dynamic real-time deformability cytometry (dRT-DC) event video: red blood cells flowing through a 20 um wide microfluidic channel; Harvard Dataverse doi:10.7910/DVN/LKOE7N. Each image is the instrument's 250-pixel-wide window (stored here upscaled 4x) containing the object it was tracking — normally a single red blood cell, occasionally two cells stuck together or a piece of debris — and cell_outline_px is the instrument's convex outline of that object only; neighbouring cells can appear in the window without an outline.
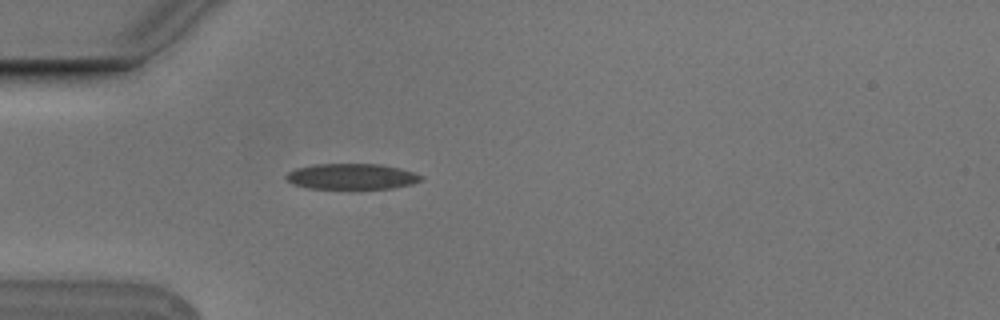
{"species": "Egyptian fruit bat (a non-hibernating species)", "species_latin": "Rousettus aegyptiacus", "temperature_condition": "cold", "stored_images_in_passage": 44, "camera_frame_rate_fps": 3000, "um_per_image_px": 0.085, "animal": {"sex": "male"}, "frame": {"image": 1, "passage_image": 6, "time_ms": 1.667, "image_size_px": [1000, 320], "cell_outline_px": [[424, 176], [420, 180], [412, 184], [392, 188], [308, 188], [292, 184], [284, 176], [288, 172], [296, 168], [316, 164], [380, 164], [400, 168]], "centroid_in_image_um": [29.88, 14.99], "position_along_channel_um": 55.1, "area_um2": 20.06}}
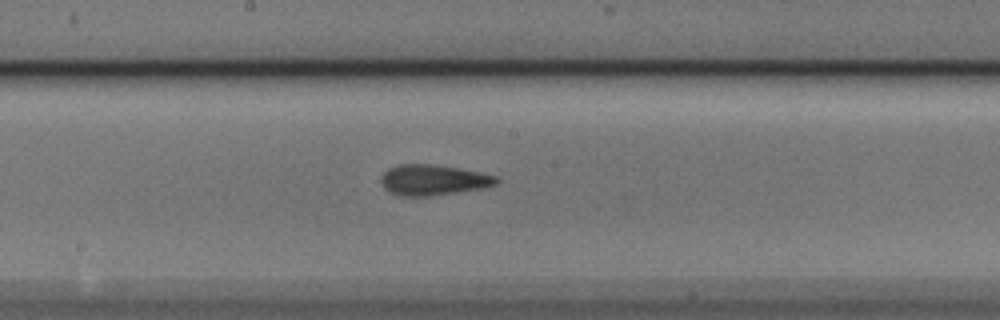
{"frame": {"image": 2, "passage_image": 19, "time_ms": 6.0, "image_size_px": [1000, 320], "cell_outline_px": [[500, 180], [496, 184], [480, 188], [432, 196], [400, 196], [384, 188], [380, 184], [380, 180], [384, 172], [388, 168], [400, 164], [432, 164], [480, 172], [496, 176]], "centroid_in_image_um": [36.78, 15.3], "position_along_channel_um": 211.4, "area_um2": 20.4}}
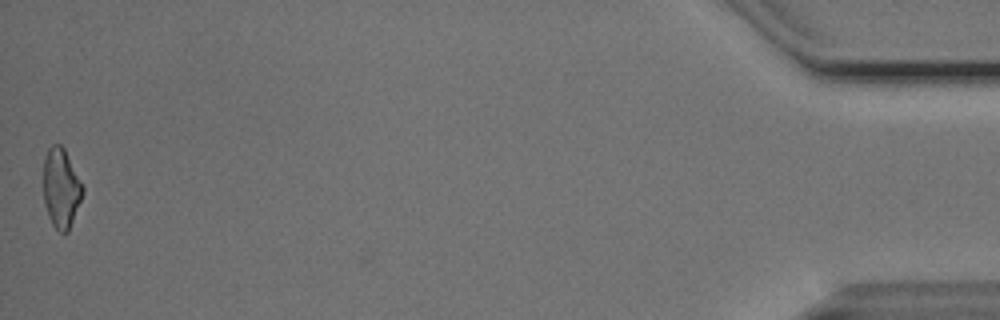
{"frame": {"image": 3, "passage_image": 44, "time_ms": 14.333, "image_size_px": [1000, 320], "cell_outline_px": [[84, 192], [68, 232], [64, 236], [52, 224], [48, 216], [44, 204], [44, 160], [48, 148], [52, 144], [60, 144], [64, 148], [84, 184]], "centroid_in_image_um": [5.21, 16.0], "position_along_channel_um": 430.0, "area_um2": 18.44}, "authors_computed_cell_mechanics": {"area_um2": 19.5075, "velocity_mm_per_s": 3.782, "shape_relaxation_time_tau1_ms": 7.055, "shape_relaxation_time_tau2_ms": 1.1527, "deformation_change_tau1": 0.2114, "deformation_change_tau2": 0.0879}}